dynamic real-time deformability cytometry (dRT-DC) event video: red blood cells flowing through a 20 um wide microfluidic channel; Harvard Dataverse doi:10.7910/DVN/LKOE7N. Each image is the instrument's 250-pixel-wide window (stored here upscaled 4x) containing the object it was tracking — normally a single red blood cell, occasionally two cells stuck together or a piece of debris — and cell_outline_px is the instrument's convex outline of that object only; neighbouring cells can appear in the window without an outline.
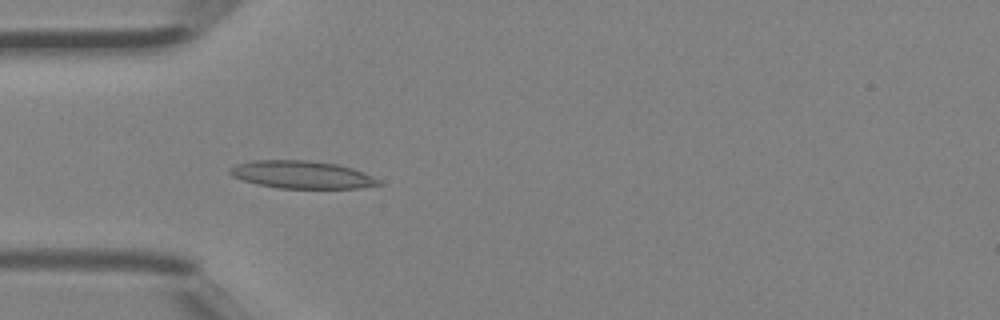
{"species": "Egyptian fruit bat (a non-hibernating species)", "species_latin": "Rousettus aegyptiacus", "temperature_condition": "room temperature", "stored_images_in_passage": 4, "camera_frame_rate_fps": 3000, "um_per_image_px": 0.085, "animal": {"sex": "female"}, "frame": {"image": 1, "passage_image": 4, "time_ms": 1.0, "image_size_px": [1000, 320], "cell_outline_px": [[380, 184], [356, 188], [276, 188], [256, 184], [232, 176], [228, 172], [228, 168], [236, 164], [252, 160], [308, 160], [336, 164], [352, 168], [380, 180]], "centroid_in_image_um": [25.57, 14.84], "position_along_channel_um": 59.4, "area_um2": 23.81}}